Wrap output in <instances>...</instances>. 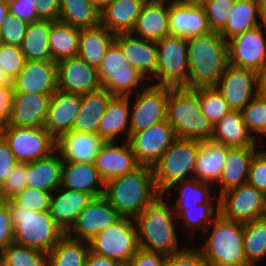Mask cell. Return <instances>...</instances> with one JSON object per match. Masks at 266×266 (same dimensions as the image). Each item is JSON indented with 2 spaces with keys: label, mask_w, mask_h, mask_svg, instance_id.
<instances>
[{
  "label": "cell",
  "mask_w": 266,
  "mask_h": 266,
  "mask_svg": "<svg viewBox=\"0 0 266 266\" xmlns=\"http://www.w3.org/2000/svg\"><path fill=\"white\" fill-rule=\"evenodd\" d=\"M167 256L158 253L139 249L133 255L127 266H165Z\"/></svg>",
  "instance_id": "91938a15"
},
{
  "label": "cell",
  "mask_w": 266,
  "mask_h": 266,
  "mask_svg": "<svg viewBox=\"0 0 266 266\" xmlns=\"http://www.w3.org/2000/svg\"><path fill=\"white\" fill-rule=\"evenodd\" d=\"M104 185L94 163L63 161L61 187L95 198L104 194Z\"/></svg>",
  "instance_id": "83f0119b"
},
{
  "label": "cell",
  "mask_w": 266,
  "mask_h": 266,
  "mask_svg": "<svg viewBox=\"0 0 266 266\" xmlns=\"http://www.w3.org/2000/svg\"><path fill=\"white\" fill-rule=\"evenodd\" d=\"M130 96H114L102 116L98 135L108 141L129 140Z\"/></svg>",
  "instance_id": "f1b7e54d"
},
{
  "label": "cell",
  "mask_w": 266,
  "mask_h": 266,
  "mask_svg": "<svg viewBox=\"0 0 266 266\" xmlns=\"http://www.w3.org/2000/svg\"><path fill=\"white\" fill-rule=\"evenodd\" d=\"M176 138L173 126L164 120L134 133L128 141L139 164L152 167Z\"/></svg>",
  "instance_id": "2e32d148"
},
{
  "label": "cell",
  "mask_w": 266,
  "mask_h": 266,
  "mask_svg": "<svg viewBox=\"0 0 266 266\" xmlns=\"http://www.w3.org/2000/svg\"><path fill=\"white\" fill-rule=\"evenodd\" d=\"M228 64L259 72L266 67V28L247 30L227 41Z\"/></svg>",
  "instance_id": "5bb4252c"
},
{
  "label": "cell",
  "mask_w": 266,
  "mask_h": 266,
  "mask_svg": "<svg viewBox=\"0 0 266 266\" xmlns=\"http://www.w3.org/2000/svg\"><path fill=\"white\" fill-rule=\"evenodd\" d=\"M200 143L177 137L152 166L155 186L160 194L176 182L194 178Z\"/></svg>",
  "instance_id": "52a82bcc"
},
{
  "label": "cell",
  "mask_w": 266,
  "mask_h": 266,
  "mask_svg": "<svg viewBox=\"0 0 266 266\" xmlns=\"http://www.w3.org/2000/svg\"><path fill=\"white\" fill-rule=\"evenodd\" d=\"M80 29L55 21L51 25L49 47L52 61L78 57Z\"/></svg>",
  "instance_id": "b9f144b4"
},
{
  "label": "cell",
  "mask_w": 266,
  "mask_h": 266,
  "mask_svg": "<svg viewBox=\"0 0 266 266\" xmlns=\"http://www.w3.org/2000/svg\"><path fill=\"white\" fill-rule=\"evenodd\" d=\"M63 160L55 151L50 156L28 163L27 187L55 192L62 183Z\"/></svg>",
  "instance_id": "8d00e7d4"
},
{
  "label": "cell",
  "mask_w": 266,
  "mask_h": 266,
  "mask_svg": "<svg viewBox=\"0 0 266 266\" xmlns=\"http://www.w3.org/2000/svg\"><path fill=\"white\" fill-rule=\"evenodd\" d=\"M262 147H230L228 149L219 182L215 185L218 195L248 182L251 160Z\"/></svg>",
  "instance_id": "4316f807"
},
{
  "label": "cell",
  "mask_w": 266,
  "mask_h": 266,
  "mask_svg": "<svg viewBox=\"0 0 266 266\" xmlns=\"http://www.w3.org/2000/svg\"><path fill=\"white\" fill-rule=\"evenodd\" d=\"M2 266H48L44 251L12 243L0 254Z\"/></svg>",
  "instance_id": "bcb514c9"
},
{
  "label": "cell",
  "mask_w": 266,
  "mask_h": 266,
  "mask_svg": "<svg viewBox=\"0 0 266 266\" xmlns=\"http://www.w3.org/2000/svg\"><path fill=\"white\" fill-rule=\"evenodd\" d=\"M243 247L250 266L263 265L266 259V220L254 219L244 223ZM261 262V264H260Z\"/></svg>",
  "instance_id": "7bdbcfd3"
},
{
  "label": "cell",
  "mask_w": 266,
  "mask_h": 266,
  "mask_svg": "<svg viewBox=\"0 0 266 266\" xmlns=\"http://www.w3.org/2000/svg\"><path fill=\"white\" fill-rule=\"evenodd\" d=\"M121 217L103 195L95 197L80 212L78 218L65 235L74 240L88 243Z\"/></svg>",
  "instance_id": "9a60e30c"
},
{
  "label": "cell",
  "mask_w": 266,
  "mask_h": 266,
  "mask_svg": "<svg viewBox=\"0 0 266 266\" xmlns=\"http://www.w3.org/2000/svg\"><path fill=\"white\" fill-rule=\"evenodd\" d=\"M9 13V4L7 0H0V26L3 20L6 19Z\"/></svg>",
  "instance_id": "003e7915"
},
{
  "label": "cell",
  "mask_w": 266,
  "mask_h": 266,
  "mask_svg": "<svg viewBox=\"0 0 266 266\" xmlns=\"http://www.w3.org/2000/svg\"><path fill=\"white\" fill-rule=\"evenodd\" d=\"M191 90L197 95L201 111L213 126L231 111L227 101L215 86Z\"/></svg>",
  "instance_id": "f6af8a7d"
},
{
  "label": "cell",
  "mask_w": 266,
  "mask_h": 266,
  "mask_svg": "<svg viewBox=\"0 0 266 266\" xmlns=\"http://www.w3.org/2000/svg\"><path fill=\"white\" fill-rule=\"evenodd\" d=\"M28 23L8 13L0 26V43L21 47Z\"/></svg>",
  "instance_id": "f907efd6"
},
{
  "label": "cell",
  "mask_w": 266,
  "mask_h": 266,
  "mask_svg": "<svg viewBox=\"0 0 266 266\" xmlns=\"http://www.w3.org/2000/svg\"><path fill=\"white\" fill-rule=\"evenodd\" d=\"M260 25L259 7L253 0H235L224 28L218 33L226 42Z\"/></svg>",
  "instance_id": "ab89813d"
},
{
  "label": "cell",
  "mask_w": 266,
  "mask_h": 266,
  "mask_svg": "<svg viewBox=\"0 0 266 266\" xmlns=\"http://www.w3.org/2000/svg\"><path fill=\"white\" fill-rule=\"evenodd\" d=\"M1 202L14 226V243L48 253L65 236L49 212L28 211L11 199Z\"/></svg>",
  "instance_id": "5b68a950"
},
{
  "label": "cell",
  "mask_w": 266,
  "mask_h": 266,
  "mask_svg": "<svg viewBox=\"0 0 266 266\" xmlns=\"http://www.w3.org/2000/svg\"><path fill=\"white\" fill-rule=\"evenodd\" d=\"M58 21L77 29H90L100 25V11L90 0H60Z\"/></svg>",
  "instance_id": "60d3db41"
},
{
  "label": "cell",
  "mask_w": 266,
  "mask_h": 266,
  "mask_svg": "<svg viewBox=\"0 0 266 266\" xmlns=\"http://www.w3.org/2000/svg\"><path fill=\"white\" fill-rule=\"evenodd\" d=\"M85 266H121L114 259L89 250Z\"/></svg>",
  "instance_id": "be15d7a7"
},
{
  "label": "cell",
  "mask_w": 266,
  "mask_h": 266,
  "mask_svg": "<svg viewBox=\"0 0 266 266\" xmlns=\"http://www.w3.org/2000/svg\"><path fill=\"white\" fill-rule=\"evenodd\" d=\"M134 220L139 247L143 250L169 256L189 244L182 239L175 210L164 194H159Z\"/></svg>",
  "instance_id": "6da1fadb"
},
{
  "label": "cell",
  "mask_w": 266,
  "mask_h": 266,
  "mask_svg": "<svg viewBox=\"0 0 266 266\" xmlns=\"http://www.w3.org/2000/svg\"><path fill=\"white\" fill-rule=\"evenodd\" d=\"M168 21L171 36L188 38L211 32L204 8L199 1L169 2Z\"/></svg>",
  "instance_id": "ffe728a7"
},
{
  "label": "cell",
  "mask_w": 266,
  "mask_h": 266,
  "mask_svg": "<svg viewBox=\"0 0 266 266\" xmlns=\"http://www.w3.org/2000/svg\"><path fill=\"white\" fill-rule=\"evenodd\" d=\"M28 163H18L0 187V201L13 198L27 187Z\"/></svg>",
  "instance_id": "816d5d0a"
},
{
  "label": "cell",
  "mask_w": 266,
  "mask_h": 266,
  "mask_svg": "<svg viewBox=\"0 0 266 266\" xmlns=\"http://www.w3.org/2000/svg\"><path fill=\"white\" fill-rule=\"evenodd\" d=\"M14 243V226L7 207L0 203V254Z\"/></svg>",
  "instance_id": "6f0895ef"
},
{
  "label": "cell",
  "mask_w": 266,
  "mask_h": 266,
  "mask_svg": "<svg viewBox=\"0 0 266 266\" xmlns=\"http://www.w3.org/2000/svg\"><path fill=\"white\" fill-rule=\"evenodd\" d=\"M212 140L230 147L263 146L250 133L241 111L234 110L213 126Z\"/></svg>",
  "instance_id": "e575fe53"
},
{
  "label": "cell",
  "mask_w": 266,
  "mask_h": 266,
  "mask_svg": "<svg viewBox=\"0 0 266 266\" xmlns=\"http://www.w3.org/2000/svg\"><path fill=\"white\" fill-rule=\"evenodd\" d=\"M114 42L120 47L129 65L142 73L150 82L157 68L156 42L136 37L131 33L116 34Z\"/></svg>",
  "instance_id": "7402d4cb"
},
{
  "label": "cell",
  "mask_w": 266,
  "mask_h": 266,
  "mask_svg": "<svg viewBox=\"0 0 266 266\" xmlns=\"http://www.w3.org/2000/svg\"><path fill=\"white\" fill-rule=\"evenodd\" d=\"M40 19L58 21L60 0H33Z\"/></svg>",
  "instance_id": "6125c7cd"
},
{
  "label": "cell",
  "mask_w": 266,
  "mask_h": 266,
  "mask_svg": "<svg viewBox=\"0 0 266 266\" xmlns=\"http://www.w3.org/2000/svg\"><path fill=\"white\" fill-rule=\"evenodd\" d=\"M174 210L178 226L182 228L180 229V232L183 233L182 237L186 235V241L194 244L198 242L196 240L200 238V233H203L219 215V202H207L199 204L197 207H189V209Z\"/></svg>",
  "instance_id": "d590c367"
},
{
  "label": "cell",
  "mask_w": 266,
  "mask_h": 266,
  "mask_svg": "<svg viewBox=\"0 0 266 266\" xmlns=\"http://www.w3.org/2000/svg\"><path fill=\"white\" fill-rule=\"evenodd\" d=\"M0 85L1 86H13V80L7 74V72L0 65Z\"/></svg>",
  "instance_id": "03108f58"
},
{
  "label": "cell",
  "mask_w": 266,
  "mask_h": 266,
  "mask_svg": "<svg viewBox=\"0 0 266 266\" xmlns=\"http://www.w3.org/2000/svg\"><path fill=\"white\" fill-rule=\"evenodd\" d=\"M165 266H208L203 254L189 243L181 252L167 256Z\"/></svg>",
  "instance_id": "11a10c76"
},
{
  "label": "cell",
  "mask_w": 266,
  "mask_h": 266,
  "mask_svg": "<svg viewBox=\"0 0 266 266\" xmlns=\"http://www.w3.org/2000/svg\"><path fill=\"white\" fill-rule=\"evenodd\" d=\"M209 28L219 33L225 26L235 0H200Z\"/></svg>",
  "instance_id": "c3c4849f"
},
{
  "label": "cell",
  "mask_w": 266,
  "mask_h": 266,
  "mask_svg": "<svg viewBox=\"0 0 266 266\" xmlns=\"http://www.w3.org/2000/svg\"><path fill=\"white\" fill-rule=\"evenodd\" d=\"M89 244L66 235L48 254V266H85Z\"/></svg>",
  "instance_id": "ee69618b"
},
{
  "label": "cell",
  "mask_w": 266,
  "mask_h": 266,
  "mask_svg": "<svg viewBox=\"0 0 266 266\" xmlns=\"http://www.w3.org/2000/svg\"><path fill=\"white\" fill-rule=\"evenodd\" d=\"M202 235V242L195 247L208 266H250L243 247L244 223L224 219L219 214Z\"/></svg>",
  "instance_id": "277c9868"
},
{
  "label": "cell",
  "mask_w": 266,
  "mask_h": 266,
  "mask_svg": "<svg viewBox=\"0 0 266 266\" xmlns=\"http://www.w3.org/2000/svg\"><path fill=\"white\" fill-rule=\"evenodd\" d=\"M114 97L105 88L81 95V106L72 131L98 134V126L107 105Z\"/></svg>",
  "instance_id": "836d02e7"
},
{
  "label": "cell",
  "mask_w": 266,
  "mask_h": 266,
  "mask_svg": "<svg viewBox=\"0 0 266 266\" xmlns=\"http://www.w3.org/2000/svg\"><path fill=\"white\" fill-rule=\"evenodd\" d=\"M13 86L0 85V129L9 123L12 114Z\"/></svg>",
  "instance_id": "94428289"
},
{
  "label": "cell",
  "mask_w": 266,
  "mask_h": 266,
  "mask_svg": "<svg viewBox=\"0 0 266 266\" xmlns=\"http://www.w3.org/2000/svg\"><path fill=\"white\" fill-rule=\"evenodd\" d=\"M167 121L179 138L212 140L213 124L201 111L197 95L191 89L173 88L169 92Z\"/></svg>",
  "instance_id": "8992f818"
},
{
  "label": "cell",
  "mask_w": 266,
  "mask_h": 266,
  "mask_svg": "<svg viewBox=\"0 0 266 266\" xmlns=\"http://www.w3.org/2000/svg\"><path fill=\"white\" fill-rule=\"evenodd\" d=\"M156 46L157 68L150 84L184 88L189 76L187 38L170 35L156 42Z\"/></svg>",
  "instance_id": "30bf717a"
},
{
  "label": "cell",
  "mask_w": 266,
  "mask_h": 266,
  "mask_svg": "<svg viewBox=\"0 0 266 266\" xmlns=\"http://www.w3.org/2000/svg\"><path fill=\"white\" fill-rule=\"evenodd\" d=\"M160 193L150 166L105 182L103 196L122 216L135 219Z\"/></svg>",
  "instance_id": "3957f363"
},
{
  "label": "cell",
  "mask_w": 266,
  "mask_h": 266,
  "mask_svg": "<svg viewBox=\"0 0 266 266\" xmlns=\"http://www.w3.org/2000/svg\"><path fill=\"white\" fill-rule=\"evenodd\" d=\"M55 21L40 19L29 23L24 35L21 51L28 61L52 60L49 47L51 25Z\"/></svg>",
  "instance_id": "f35d334b"
},
{
  "label": "cell",
  "mask_w": 266,
  "mask_h": 266,
  "mask_svg": "<svg viewBox=\"0 0 266 266\" xmlns=\"http://www.w3.org/2000/svg\"><path fill=\"white\" fill-rule=\"evenodd\" d=\"M114 39L115 34L101 25L82 29L79 36L78 57L98 69Z\"/></svg>",
  "instance_id": "74e56055"
},
{
  "label": "cell",
  "mask_w": 266,
  "mask_h": 266,
  "mask_svg": "<svg viewBox=\"0 0 266 266\" xmlns=\"http://www.w3.org/2000/svg\"><path fill=\"white\" fill-rule=\"evenodd\" d=\"M187 55L185 89L215 86L228 65L227 42L217 32L188 37Z\"/></svg>",
  "instance_id": "7a4b0ae2"
},
{
  "label": "cell",
  "mask_w": 266,
  "mask_h": 266,
  "mask_svg": "<svg viewBox=\"0 0 266 266\" xmlns=\"http://www.w3.org/2000/svg\"><path fill=\"white\" fill-rule=\"evenodd\" d=\"M266 195L248 183L219 195V214L227 220L245 223L262 218Z\"/></svg>",
  "instance_id": "4fadbf2b"
},
{
  "label": "cell",
  "mask_w": 266,
  "mask_h": 266,
  "mask_svg": "<svg viewBox=\"0 0 266 266\" xmlns=\"http://www.w3.org/2000/svg\"><path fill=\"white\" fill-rule=\"evenodd\" d=\"M0 135L19 163H30L56 151V139L44 128L4 126Z\"/></svg>",
  "instance_id": "7c38bea8"
},
{
  "label": "cell",
  "mask_w": 266,
  "mask_h": 266,
  "mask_svg": "<svg viewBox=\"0 0 266 266\" xmlns=\"http://www.w3.org/2000/svg\"><path fill=\"white\" fill-rule=\"evenodd\" d=\"M14 92L53 94L57 90V63L26 60L23 69L13 79Z\"/></svg>",
  "instance_id": "44dd1931"
},
{
  "label": "cell",
  "mask_w": 266,
  "mask_h": 266,
  "mask_svg": "<svg viewBox=\"0 0 266 266\" xmlns=\"http://www.w3.org/2000/svg\"><path fill=\"white\" fill-rule=\"evenodd\" d=\"M81 95L56 90L51 96L44 128L57 139L71 131L80 111Z\"/></svg>",
  "instance_id": "d4e9b609"
},
{
  "label": "cell",
  "mask_w": 266,
  "mask_h": 266,
  "mask_svg": "<svg viewBox=\"0 0 266 266\" xmlns=\"http://www.w3.org/2000/svg\"><path fill=\"white\" fill-rule=\"evenodd\" d=\"M53 193L26 187L11 200L28 211L49 212Z\"/></svg>",
  "instance_id": "681fc988"
},
{
  "label": "cell",
  "mask_w": 266,
  "mask_h": 266,
  "mask_svg": "<svg viewBox=\"0 0 266 266\" xmlns=\"http://www.w3.org/2000/svg\"><path fill=\"white\" fill-rule=\"evenodd\" d=\"M147 0H113L100 12V25L113 34L131 33Z\"/></svg>",
  "instance_id": "d6a6232c"
},
{
  "label": "cell",
  "mask_w": 266,
  "mask_h": 266,
  "mask_svg": "<svg viewBox=\"0 0 266 266\" xmlns=\"http://www.w3.org/2000/svg\"><path fill=\"white\" fill-rule=\"evenodd\" d=\"M229 148L230 146L213 140L201 142L196 158L194 178L215 186L219 182Z\"/></svg>",
  "instance_id": "1f68e13d"
},
{
  "label": "cell",
  "mask_w": 266,
  "mask_h": 266,
  "mask_svg": "<svg viewBox=\"0 0 266 266\" xmlns=\"http://www.w3.org/2000/svg\"><path fill=\"white\" fill-rule=\"evenodd\" d=\"M256 95L266 100V67L257 72Z\"/></svg>",
  "instance_id": "e7e4bbea"
},
{
  "label": "cell",
  "mask_w": 266,
  "mask_h": 266,
  "mask_svg": "<svg viewBox=\"0 0 266 266\" xmlns=\"http://www.w3.org/2000/svg\"><path fill=\"white\" fill-rule=\"evenodd\" d=\"M263 218L266 220V207H265V213H264Z\"/></svg>",
  "instance_id": "753ad0ef"
},
{
  "label": "cell",
  "mask_w": 266,
  "mask_h": 266,
  "mask_svg": "<svg viewBox=\"0 0 266 266\" xmlns=\"http://www.w3.org/2000/svg\"><path fill=\"white\" fill-rule=\"evenodd\" d=\"M168 15L169 2L147 0L141 9L131 34L154 42L170 36Z\"/></svg>",
  "instance_id": "484cf974"
},
{
  "label": "cell",
  "mask_w": 266,
  "mask_h": 266,
  "mask_svg": "<svg viewBox=\"0 0 266 266\" xmlns=\"http://www.w3.org/2000/svg\"><path fill=\"white\" fill-rule=\"evenodd\" d=\"M105 142L98 134L71 130L56 139V151L63 161L94 163Z\"/></svg>",
  "instance_id": "cb8c5ba5"
},
{
  "label": "cell",
  "mask_w": 266,
  "mask_h": 266,
  "mask_svg": "<svg viewBox=\"0 0 266 266\" xmlns=\"http://www.w3.org/2000/svg\"><path fill=\"white\" fill-rule=\"evenodd\" d=\"M257 73L227 65L215 87L231 110L241 111L256 96Z\"/></svg>",
  "instance_id": "e0dca14e"
},
{
  "label": "cell",
  "mask_w": 266,
  "mask_h": 266,
  "mask_svg": "<svg viewBox=\"0 0 266 266\" xmlns=\"http://www.w3.org/2000/svg\"><path fill=\"white\" fill-rule=\"evenodd\" d=\"M93 6L100 12L105 9L113 0H90Z\"/></svg>",
  "instance_id": "a7ac6f4b"
},
{
  "label": "cell",
  "mask_w": 266,
  "mask_h": 266,
  "mask_svg": "<svg viewBox=\"0 0 266 266\" xmlns=\"http://www.w3.org/2000/svg\"><path fill=\"white\" fill-rule=\"evenodd\" d=\"M97 70L102 88L114 96L136 94L150 83L142 73L129 65L115 42L108 48Z\"/></svg>",
  "instance_id": "ba28073f"
},
{
  "label": "cell",
  "mask_w": 266,
  "mask_h": 266,
  "mask_svg": "<svg viewBox=\"0 0 266 266\" xmlns=\"http://www.w3.org/2000/svg\"><path fill=\"white\" fill-rule=\"evenodd\" d=\"M88 244L92 252L114 259L121 266H127L133 255L140 249L135 220L121 217L96 235Z\"/></svg>",
  "instance_id": "9c48e42d"
},
{
  "label": "cell",
  "mask_w": 266,
  "mask_h": 266,
  "mask_svg": "<svg viewBox=\"0 0 266 266\" xmlns=\"http://www.w3.org/2000/svg\"><path fill=\"white\" fill-rule=\"evenodd\" d=\"M52 95L14 92L12 114L6 126L44 127Z\"/></svg>",
  "instance_id": "603a6c76"
},
{
  "label": "cell",
  "mask_w": 266,
  "mask_h": 266,
  "mask_svg": "<svg viewBox=\"0 0 266 266\" xmlns=\"http://www.w3.org/2000/svg\"><path fill=\"white\" fill-rule=\"evenodd\" d=\"M25 62L21 47L0 43V65L12 80L23 69Z\"/></svg>",
  "instance_id": "f5cc1de1"
},
{
  "label": "cell",
  "mask_w": 266,
  "mask_h": 266,
  "mask_svg": "<svg viewBox=\"0 0 266 266\" xmlns=\"http://www.w3.org/2000/svg\"><path fill=\"white\" fill-rule=\"evenodd\" d=\"M214 190V185L192 178L174 183L163 194L174 209H189L202 203L219 202V195Z\"/></svg>",
  "instance_id": "4dcf8cb0"
},
{
  "label": "cell",
  "mask_w": 266,
  "mask_h": 266,
  "mask_svg": "<svg viewBox=\"0 0 266 266\" xmlns=\"http://www.w3.org/2000/svg\"><path fill=\"white\" fill-rule=\"evenodd\" d=\"M94 164L104 183L131 173L141 166L129 141L105 142Z\"/></svg>",
  "instance_id": "d6986e66"
},
{
  "label": "cell",
  "mask_w": 266,
  "mask_h": 266,
  "mask_svg": "<svg viewBox=\"0 0 266 266\" xmlns=\"http://www.w3.org/2000/svg\"><path fill=\"white\" fill-rule=\"evenodd\" d=\"M243 121L261 144H266V100L255 96L242 110Z\"/></svg>",
  "instance_id": "7dc6e473"
},
{
  "label": "cell",
  "mask_w": 266,
  "mask_h": 266,
  "mask_svg": "<svg viewBox=\"0 0 266 266\" xmlns=\"http://www.w3.org/2000/svg\"><path fill=\"white\" fill-rule=\"evenodd\" d=\"M9 12L19 17L26 23L40 20L33 0H7Z\"/></svg>",
  "instance_id": "9f6ffc18"
},
{
  "label": "cell",
  "mask_w": 266,
  "mask_h": 266,
  "mask_svg": "<svg viewBox=\"0 0 266 266\" xmlns=\"http://www.w3.org/2000/svg\"><path fill=\"white\" fill-rule=\"evenodd\" d=\"M253 1L257 4L258 7L266 3V0H253Z\"/></svg>",
  "instance_id": "2644e50d"
},
{
  "label": "cell",
  "mask_w": 266,
  "mask_h": 266,
  "mask_svg": "<svg viewBox=\"0 0 266 266\" xmlns=\"http://www.w3.org/2000/svg\"><path fill=\"white\" fill-rule=\"evenodd\" d=\"M172 89L149 83L130 95L129 138L136 132L167 120V100Z\"/></svg>",
  "instance_id": "8fae6325"
},
{
  "label": "cell",
  "mask_w": 266,
  "mask_h": 266,
  "mask_svg": "<svg viewBox=\"0 0 266 266\" xmlns=\"http://www.w3.org/2000/svg\"><path fill=\"white\" fill-rule=\"evenodd\" d=\"M18 163L8 143L0 135V187Z\"/></svg>",
  "instance_id": "680465c9"
},
{
  "label": "cell",
  "mask_w": 266,
  "mask_h": 266,
  "mask_svg": "<svg viewBox=\"0 0 266 266\" xmlns=\"http://www.w3.org/2000/svg\"><path fill=\"white\" fill-rule=\"evenodd\" d=\"M156 1L178 2V1H189V0H156Z\"/></svg>",
  "instance_id": "8c879c8a"
},
{
  "label": "cell",
  "mask_w": 266,
  "mask_h": 266,
  "mask_svg": "<svg viewBox=\"0 0 266 266\" xmlns=\"http://www.w3.org/2000/svg\"><path fill=\"white\" fill-rule=\"evenodd\" d=\"M247 183L266 195V149L263 147L251 160Z\"/></svg>",
  "instance_id": "db71d44e"
},
{
  "label": "cell",
  "mask_w": 266,
  "mask_h": 266,
  "mask_svg": "<svg viewBox=\"0 0 266 266\" xmlns=\"http://www.w3.org/2000/svg\"><path fill=\"white\" fill-rule=\"evenodd\" d=\"M102 88L98 70L79 57L57 63V89L63 92L84 95Z\"/></svg>",
  "instance_id": "ac0fdd59"
},
{
  "label": "cell",
  "mask_w": 266,
  "mask_h": 266,
  "mask_svg": "<svg viewBox=\"0 0 266 266\" xmlns=\"http://www.w3.org/2000/svg\"><path fill=\"white\" fill-rule=\"evenodd\" d=\"M92 199L90 194L59 187L53 192L49 213L55 223L66 233Z\"/></svg>",
  "instance_id": "f546056e"
},
{
  "label": "cell",
  "mask_w": 266,
  "mask_h": 266,
  "mask_svg": "<svg viewBox=\"0 0 266 266\" xmlns=\"http://www.w3.org/2000/svg\"><path fill=\"white\" fill-rule=\"evenodd\" d=\"M260 25L266 28V3L259 7Z\"/></svg>",
  "instance_id": "89a4df30"
}]
</instances>
